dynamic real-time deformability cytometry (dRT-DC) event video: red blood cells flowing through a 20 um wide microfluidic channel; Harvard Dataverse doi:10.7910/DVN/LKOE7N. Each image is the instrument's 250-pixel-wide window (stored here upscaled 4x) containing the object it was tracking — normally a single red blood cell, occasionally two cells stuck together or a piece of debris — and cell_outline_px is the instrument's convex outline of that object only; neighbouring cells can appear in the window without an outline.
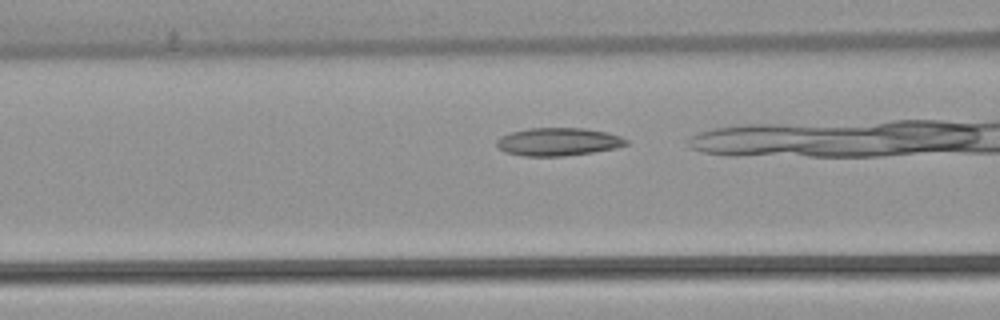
{"species": "common noctule bat (a hibernating species)", "species_latin": "Nyctalus noctula", "temperature_condition": "warm", "stored_images_in_passage": 38, "camera_frame_rate_fps": 3000, "um_per_image_px": 0.085, "animal": {"sex": "female", "body_mass_g": 22.7, "forearm_length_mm": 54.2}, "frame": {"image": 1, "passage_image": 18, "time_ms": 5.667, "image_size_px": [1000, 320], "cell_outline_px": [[628, 144], [616, 148], [592, 152], [564, 156], [524, 156], [504, 152], [496, 144], [496, 140], [500, 136], [512, 132], [528, 128], [584, 128], [608, 132], [620, 136], [628, 140]], "centroid_in_image_um": [47.45, 12.05], "position_along_channel_um": 119.2, "area_um2": 21.15}}
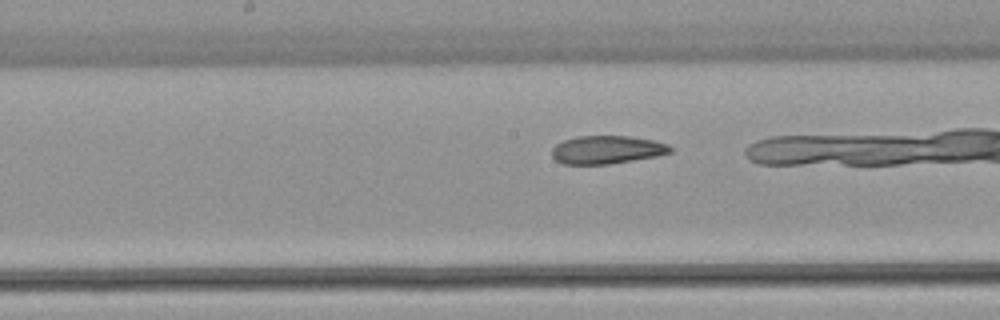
{"frame": {"image": 2, "passage_image": 24, "time_ms": 7.667, "image_size_px": [1000, 320], "cell_outline_px": [[672, 152], [656, 156], [608, 164], [564, 164], [556, 160], [552, 156], [552, 148], [556, 144], [564, 140], [576, 136], [628, 136], [652, 140], [668, 144], [672, 148]], "centroid_in_image_um": [51.57, 12.72], "position_along_channel_um": 196.6, "area_um2": 19.31}}
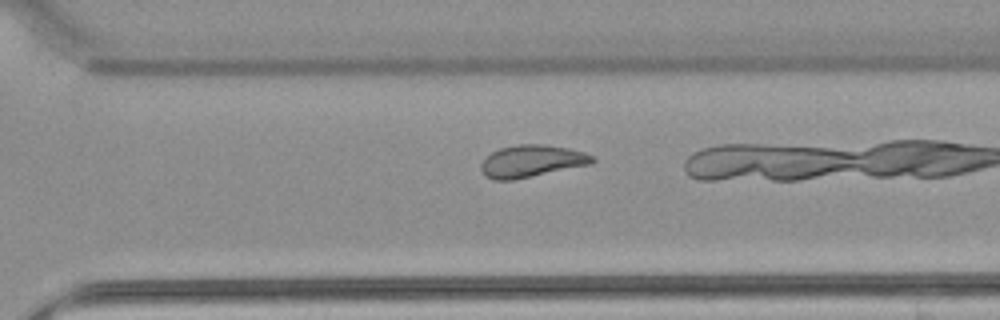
{"frame": {"image": 3, "passage_image": 34, "time_ms": 11.0, "image_size_px": [1000, 320], "cell_outline_px": [[596, 160], [592, 164], [512, 180], [492, 180], [480, 168], [480, 164], [484, 156], [500, 148], [516, 144], [544, 144], [568, 148], [584, 152], [592, 156]], "centroid_in_image_um": [45.17, 13.68], "position_along_channel_um": 325.4, "area_um2": 20.87}}